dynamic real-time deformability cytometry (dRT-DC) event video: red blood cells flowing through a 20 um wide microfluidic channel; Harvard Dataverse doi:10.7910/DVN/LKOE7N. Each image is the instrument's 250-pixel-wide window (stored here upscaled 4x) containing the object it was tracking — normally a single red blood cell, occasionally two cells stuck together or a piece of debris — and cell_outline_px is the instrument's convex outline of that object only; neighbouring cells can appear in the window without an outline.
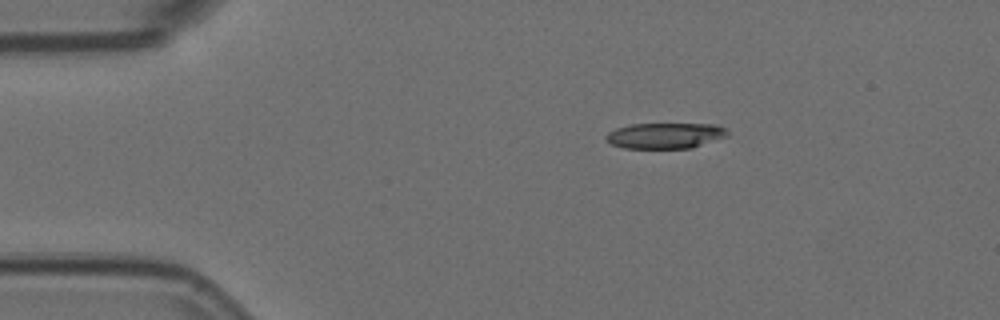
{"species": "Egyptian fruit bat (a non-hibernating species)", "species_latin": "Rousettus aegyptiacus", "temperature_condition": "room temperature", "stored_images_in_passage": 4, "camera_frame_rate_fps": 3000, "um_per_image_px": 0.085, "animal": {"sex": "female"}, "frame": {"image": 1, "passage_image": 1, "time_ms": 0.0, "image_size_px": [1000, 320], "cell_outline_px": [[728, 136], [692, 148], [624, 148], [612, 144], [604, 140], [604, 136], [608, 132], [616, 128], [632, 124], [716, 124], [724, 128], [728, 132]], "centroid_in_image_um": [56.52, 11.53], "position_along_channel_um": 28.5, "area_um2": 18.26}}
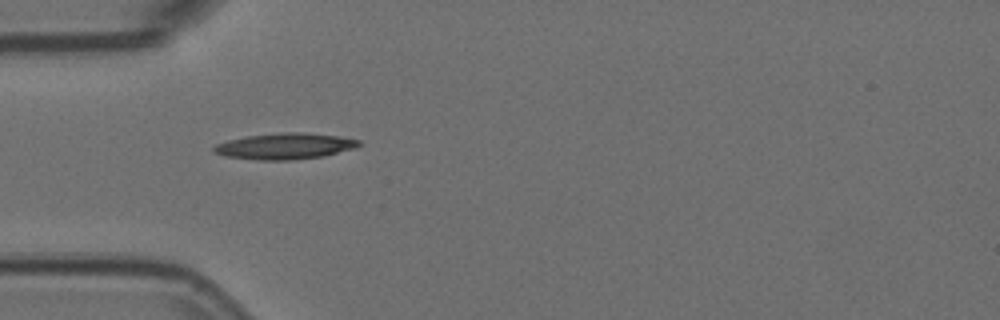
{"frame": {"image": 2, "passage_image": 3, "time_ms": 0.667, "image_size_px": [1000, 320], "cell_outline_px": [[364, 144], [356, 148], [324, 156], [292, 160], [256, 160], [224, 156], [212, 152], [212, 148], [216, 144], [228, 140], [248, 136], [280, 132], [304, 132], [340, 136], [360, 140]], "centroid_in_image_um": [24.25, 12.42], "position_along_channel_um": 60.8, "area_um2": 22.37}}
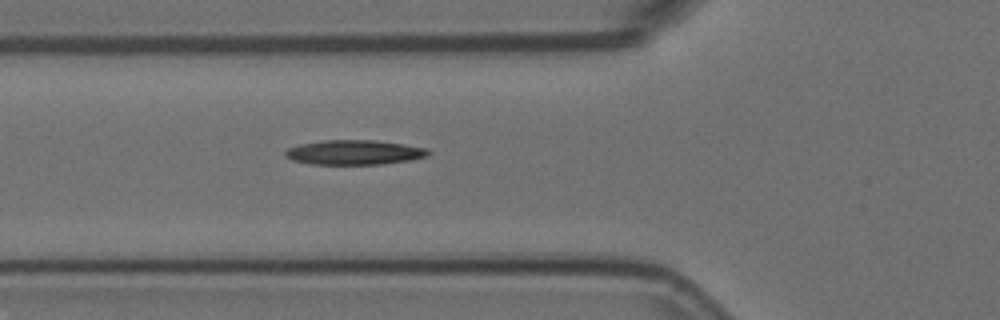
{"frame": {"image": 3, "passage_image": 4, "time_ms": 1.0, "image_size_px": [1000, 320], "cell_outline_px": [[432, 152], [428, 156], [412, 160], [380, 164], [312, 164], [292, 160], [284, 156], [284, 152], [288, 148], [300, 144], [324, 140], [376, 140], [404, 144], [428, 148]], "centroid_in_image_um": [30.15, 12.95], "position_along_channel_um": 95.7, "area_um2": 20.69}}